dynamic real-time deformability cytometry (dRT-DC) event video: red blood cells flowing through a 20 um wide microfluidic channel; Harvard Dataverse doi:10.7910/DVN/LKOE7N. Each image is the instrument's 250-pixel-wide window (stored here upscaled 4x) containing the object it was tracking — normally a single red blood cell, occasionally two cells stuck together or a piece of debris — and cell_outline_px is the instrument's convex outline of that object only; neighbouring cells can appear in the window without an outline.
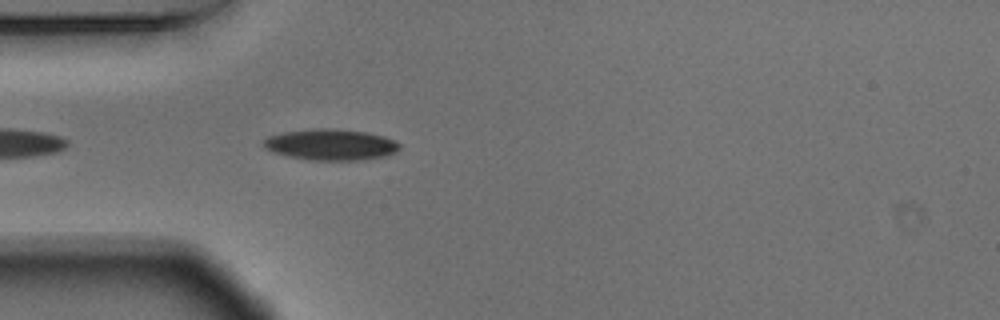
{"species": "Egyptian fruit bat (a non-hibernating species)", "species_latin": "Rousettus aegyptiacus", "temperature_condition": "warm", "stored_images_in_passage": 8, "camera_frame_rate_fps": 3000, "um_per_image_px": 0.085, "animal": {"sex": "male"}, "frame": {"image": 1, "passage_image": 3, "time_ms": 0.667, "image_size_px": [1000, 320], "cell_outline_px": [[400, 148], [396, 152], [384, 156], [356, 160], [312, 160], [288, 156], [272, 152], [264, 148], [264, 140], [268, 136], [284, 132], [312, 128], [336, 128], [368, 132], [384, 136], [400, 144]], "centroid_in_image_um": [28.1, 12.28], "position_along_channel_um": 56.9, "area_um2": 24.68}}